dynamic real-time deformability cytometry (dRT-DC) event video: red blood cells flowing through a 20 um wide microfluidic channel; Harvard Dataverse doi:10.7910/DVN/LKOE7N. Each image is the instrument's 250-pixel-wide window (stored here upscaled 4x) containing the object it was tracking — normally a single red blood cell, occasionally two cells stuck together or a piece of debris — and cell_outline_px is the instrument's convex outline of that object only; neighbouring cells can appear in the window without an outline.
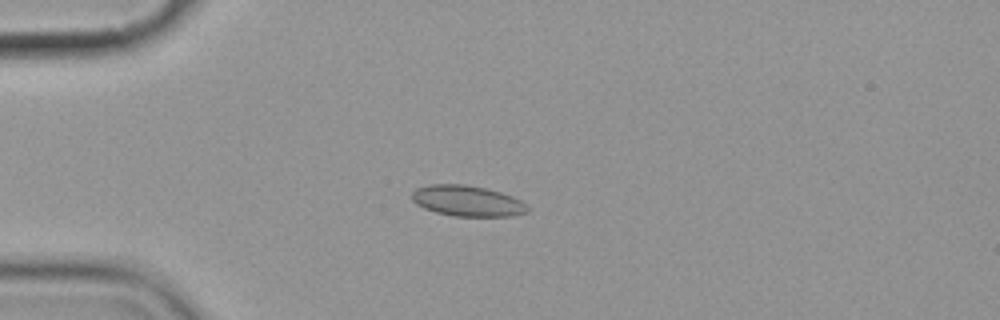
{"species": "common noctule bat (a hibernating species)", "species_latin": "Nyctalus noctula", "temperature_condition": "cold", "stored_images_in_passage": 6, "camera_frame_rate_fps": 3000, "um_per_image_px": 0.085, "animal": {"sex": "female", "body_mass_g": 19.9}, "frame": {"image": 1, "passage_image": 4, "time_ms": 3.667, "image_size_px": [1000, 320], "cell_outline_px": [[528, 212], [512, 216], [452, 216], [436, 212], [424, 208], [416, 204], [412, 200], [412, 192], [416, 188], [428, 184], [464, 184], [484, 188], [500, 192], [512, 196], [520, 200], [528, 208]], "centroid_in_image_um": [39.69, 17.07], "position_along_channel_um": 45.3, "area_um2": 20.69}}
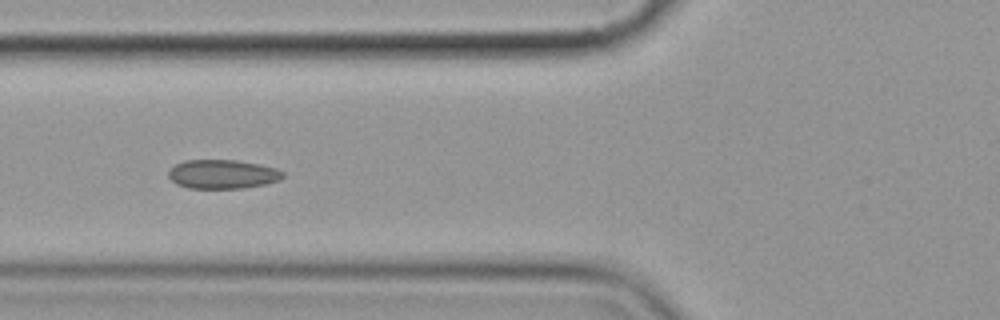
{"frame": {"image": 2, "passage_image": 6, "time_ms": 6.0, "image_size_px": [1000, 320], "cell_outline_px": [[284, 176], [280, 180], [264, 184], [244, 188], [188, 188], [176, 184], [168, 176], [168, 172], [176, 164], [184, 160], [236, 160], [260, 164], [276, 168], [284, 172]], "centroid_in_image_um": [18.93, 14.8], "position_along_channel_um": 106.9, "area_um2": 19.36}}